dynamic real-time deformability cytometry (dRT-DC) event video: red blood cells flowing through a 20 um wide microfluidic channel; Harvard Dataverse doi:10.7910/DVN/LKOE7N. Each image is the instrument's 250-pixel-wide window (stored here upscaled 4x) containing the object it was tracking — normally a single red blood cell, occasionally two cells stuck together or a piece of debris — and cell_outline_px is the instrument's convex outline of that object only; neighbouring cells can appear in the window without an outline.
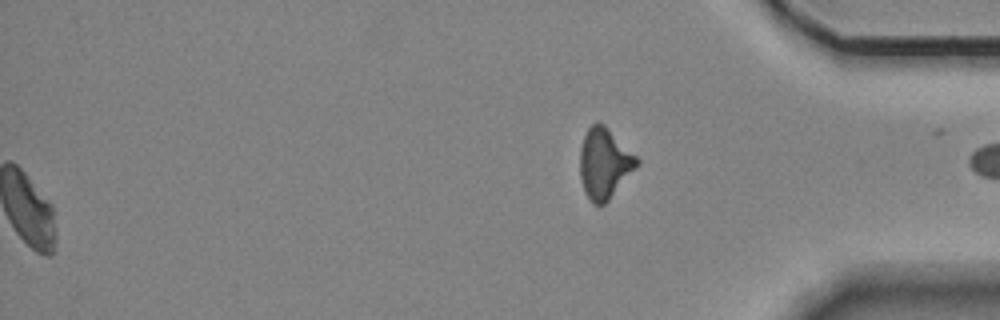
{"species": "Egyptian fruit bat (a non-hibernating species)", "species_latin": "Rousettus aegyptiacus", "temperature_condition": "room temperature", "stored_images_in_passage": 57, "segment_of_instrument_passage": [2, 2], "camera_frame_rate_fps": 3000, "um_per_image_px": 0.085, "animal": {"sex": "female"}, "frame": {"image": 1, "passage_image": 57, "time_ms": 18.667, "image_size_px": [1000, 320], "cell_outline_px": [[640, 164], [608, 200], [604, 204], [592, 204], [584, 192], [580, 180], [580, 148], [584, 136], [588, 128], [596, 120], [604, 124], [640, 160]], "centroid_in_image_um": [51.36, 13.88], "position_along_channel_um": 383.8, "area_um2": 23.35}}